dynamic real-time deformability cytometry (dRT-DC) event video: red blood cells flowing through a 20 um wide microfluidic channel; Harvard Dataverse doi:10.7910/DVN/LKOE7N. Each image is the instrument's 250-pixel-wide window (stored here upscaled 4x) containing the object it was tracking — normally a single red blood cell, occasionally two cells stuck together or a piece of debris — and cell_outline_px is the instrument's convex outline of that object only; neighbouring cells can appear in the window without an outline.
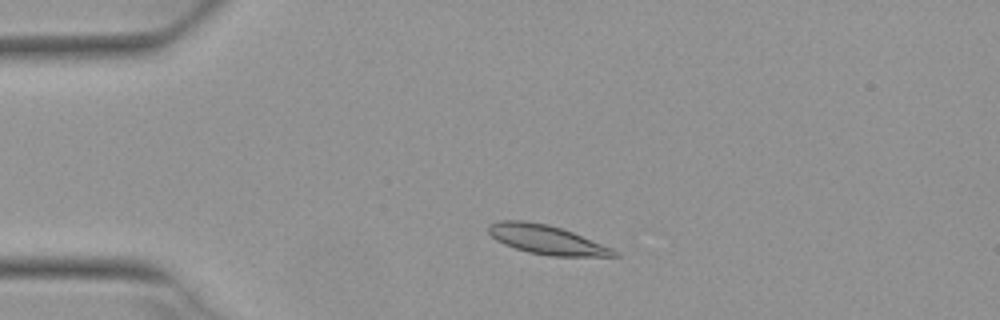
{"species": "Egyptian fruit bat (a non-hibernating species)", "species_latin": "Rousettus aegyptiacus", "temperature_condition": "warm", "stored_images_in_passage": 3, "camera_frame_rate_fps": 3000, "um_per_image_px": 0.085, "animal": {"sex": "female"}, "frame": {"image": 1, "passage_image": 2, "time_ms": 0.333, "image_size_px": [1000, 320], "cell_outline_px": [[620, 256], [552, 256], [528, 252], [504, 244], [496, 240], [488, 232], [488, 224], [500, 220], [524, 220], [548, 224], [572, 232], [612, 248]], "centroid_in_image_um": [46.41, 20.36], "position_along_channel_um": 38.6, "area_um2": 21.1}}